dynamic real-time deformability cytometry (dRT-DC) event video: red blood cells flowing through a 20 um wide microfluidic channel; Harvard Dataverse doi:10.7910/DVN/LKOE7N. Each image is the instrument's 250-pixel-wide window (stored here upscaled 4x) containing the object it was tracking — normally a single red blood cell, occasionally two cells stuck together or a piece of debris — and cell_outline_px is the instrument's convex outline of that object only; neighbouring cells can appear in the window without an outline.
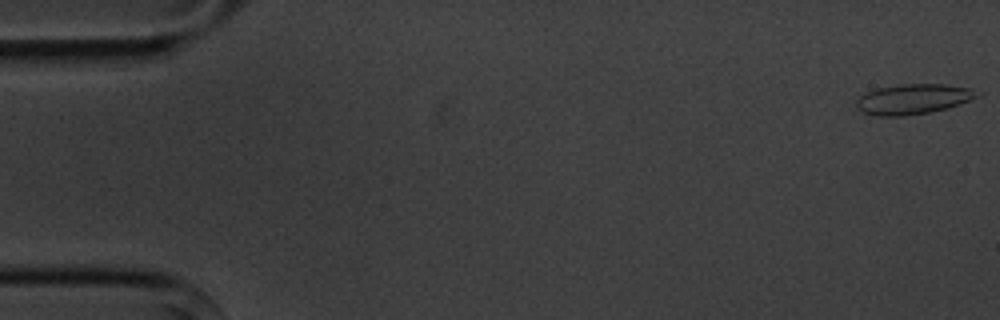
{"species": "common noctule bat (a hibernating species)", "species_latin": "Nyctalus noctula", "temperature_condition": "cold", "stored_images_in_passage": 4, "camera_frame_rate_fps": 3000, "um_per_image_px": 0.085, "animal": {"sex": "male", "body_mass_g": 20.1, "forearm_length_mm": 53.5}, "frame": {"image": 1, "passage_image": 1, "time_ms": 0.0, "image_size_px": [1000, 320], "cell_outline_px": [[980, 96], [944, 108], [928, 112], [904, 116], [880, 116], [864, 112], [856, 108], [856, 100], [860, 96], [876, 88], [900, 84], [944, 84], [972, 88], [980, 92]], "centroid_in_image_um": [77.6, 8.41], "position_along_channel_um": 7.4, "area_um2": 20.98}}